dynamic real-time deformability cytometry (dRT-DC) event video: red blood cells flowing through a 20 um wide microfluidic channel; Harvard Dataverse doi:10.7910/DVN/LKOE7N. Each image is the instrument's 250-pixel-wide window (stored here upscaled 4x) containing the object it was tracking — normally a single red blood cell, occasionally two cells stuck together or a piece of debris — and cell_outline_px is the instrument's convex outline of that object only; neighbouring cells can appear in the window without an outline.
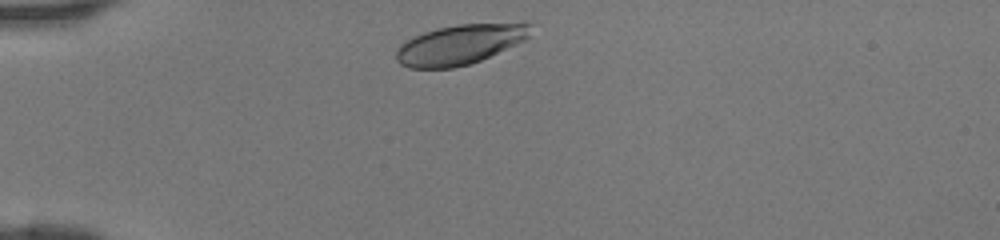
{"species": "human", "species_latin": "Homo sapiens", "temperature_condition": "room temperature", "stored_images_in_passage": 29, "camera_frame_rate_fps": 3000, "um_per_image_px": 0.085, "donor": {"sex": "female"}, "frame": {"image": 1, "passage_image": 2, "time_ms": 0.333, "image_size_px": [1000, 240], "cell_outline_px": [[532, 24], [528, 36], [524, 40], [516, 44], [480, 60], [468, 64], [452, 68], [408, 68], [400, 64], [396, 60], [396, 48], [400, 44], [424, 32], [456, 24]], "centroid_in_image_um": [39.02, 3.8], "position_along_channel_um": 46.0, "area_um2": 30.58}}
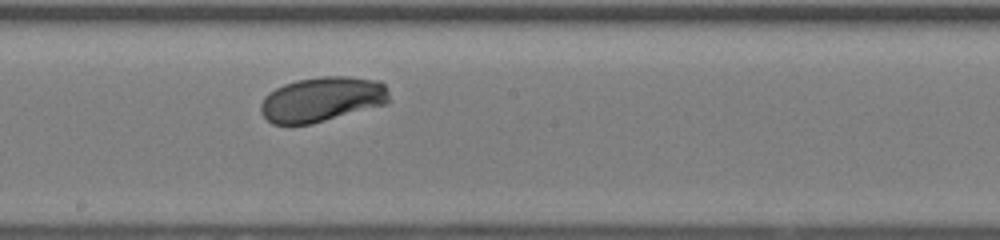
{"frame": {"image": 2, "passage_image": 16, "time_ms": 5.0, "image_size_px": [1000, 240], "cell_outline_px": [[392, 100], [388, 104], [312, 124], [272, 124], [260, 112], [260, 104], [264, 96], [268, 92], [284, 84], [296, 80], [320, 76], [348, 76], [380, 80], [384, 84]], "centroid_in_image_um": [27.4, 8.43], "position_along_channel_um": 220.8, "area_um2": 34.1}}
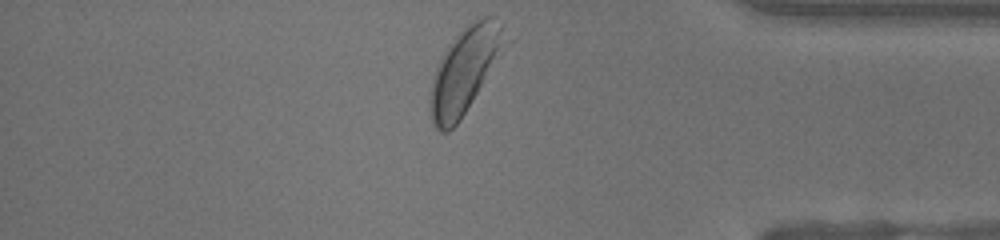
{"frame": {"image": 3, "passage_image": 29, "time_ms": 9.333, "image_size_px": [1000, 240], "cell_outline_px": [[516, 40], [460, 120], [448, 132], [440, 132], [432, 124], [428, 108], [428, 96], [432, 80], [436, 68], [448, 44], [472, 20], [484, 16], [492, 16]], "centroid_in_image_um": [39.63, 5.95], "position_along_channel_um": 395.6, "area_um2": 39.25}}